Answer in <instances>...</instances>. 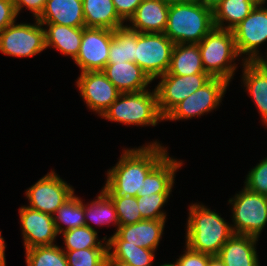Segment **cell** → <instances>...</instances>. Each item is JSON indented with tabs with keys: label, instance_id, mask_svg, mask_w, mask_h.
<instances>
[{
	"label": "cell",
	"instance_id": "obj_39",
	"mask_svg": "<svg viewBox=\"0 0 267 266\" xmlns=\"http://www.w3.org/2000/svg\"><path fill=\"white\" fill-rule=\"evenodd\" d=\"M143 0H112L118 16L127 22L135 14L137 7Z\"/></svg>",
	"mask_w": 267,
	"mask_h": 266
},
{
	"label": "cell",
	"instance_id": "obj_43",
	"mask_svg": "<svg viewBox=\"0 0 267 266\" xmlns=\"http://www.w3.org/2000/svg\"><path fill=\"white\" fill-rule=\"evenodd\" d=\"M223 0H198L199 3L212 10L219 5Z\"/></svg>",
	"mask_w": 267,
	"mask_h": 266
},
{
	"label": "cell",
	"instance_id": "obj_16",
	"mask_svg": "<svg viewBox=\"0 0 267 266\" xmlns=\"http://www.w3.org/2000/svg\"><path fill=\"white\" fill-rule=\"evenodd\" d=\"M166 220H141L119 226L117 232L107 238L108 245H134L157 250L164 233Z\"/></svg>",
	"mask_w": 267,
	"mask_h": 266
},
{
	"label": "cell",
	"instance_id": "obj_14",
	"mask_svg": "<svg viewBox=\"0 0 267 266\" xmlns=\"http://www.w3.org/2000/svg\"><path fill=\"white\" fill-rule=\"evenodd\" d=\"M80 96L88 109L101 116L121 92L102 71L80 73L76 81Z\"/></svg>",
	"mask_w": 267,
	"mask_h": 266
},
{
	"label": "cell",
	"instance_id": "obj_42",
	"mask_svg": "<svg viewBox=\"0 0 267 266\" xmlns=\"http://www.w3.org/2000/svg\"><path fill=\"white\" fill-rule=\"evenodd\" d=\"M5 250L6 243L0 231V266H6Z\"/></svg>",
	"mask_w": 267,
	"mask_h": 266
},
{
	"label": "cell",
	"instance_id": "obj_31",
	"mask_svg": "<svg viewBox=\"0 0 267 266\" xmlns=\"http://www.w3.org/2000/svg\"><path fill=\"white\" fill-rule=\"evenodd\" d=\"M155 251L134 245H108V255L131 266H152Z\"/></svg>",
	"mask_w": 267,
	"mask_h": 266
},
{
	"label": "cell",
	"instance_id": "obj_1",
	"mask_svg": "<svg viewBox=\"0 0 267 266\" xmlns=\"http://www.w3.org/2000/svg\"><path fill=\"white\" fill-rule=\"evenodd\" d=\"M146 144L138 148H123L119 161L107 170L102 190L110 198L137 197L146 176L169 154L168 147L158 141Z\"/></svg>",
	"mask_w": 267,
	"mask_h": 266
},
{
	"label": "cell",
	"instance_id": "obj_6",
	"mask_svg": "<svg viewBox=\"0 0 267 266\" xmlns=\"http://www.w3.org/2000/svg\"><path fill=\"white\" fill-rule=\"evenodd\" d=\"M232 205L231 228L236 235L259 239L267 224V196L247 190L245 187L228 200Z\"/></svg>",
	"mask_w": 267,
	"mask_h": 266
},
{
	"label": "cell",
	"instance_id": "obj_18",
	"mask_svg": "<svg viewBox=\"0 0 267 266\" xmlns=\"http://www.w3.org/2000/svg\"><path fill=\"white\" fill-rule=\"evenodd\" d=\"M102 72L121 93L147 90L152 79L134 62L108 63Z\"/></svg>",
	"mask_w": 267,
	"mask_h": 266
},
{
	"label": "cell",
	"instance_id": "obj_9",
	"mask_svg": "<svg viewBox=\"0 0 267 266\" xmlns=\"http://www.w3.org/2000/svg\"><path fill=\"white\" fill-rule=\"evenodd\" d=\"M174 43L164 33H139L135 63L154 81L167 73Z\"/></svg>",
	"mask_w": 267,
	"mask_h": 266
},
{
	"label": "cell",
	"instance_id": "obj_19",
	"mask_svg": "<svg viewBox=\"0 0 267 266\" xmlns=\"http://www.w3.org/2000/svg\"><path fill=\"white\" fill-rule=\"evenodd\" d=\"M258 238L233 234L217 255L225 266H260L256 250Z\"/></svg>",
	"mask_w": 267,
	"mask_h": 266
},
{
	"label": "cell",
	"instance_id": "obj_29",
	"mask_svg": "<svg viewBox=\"0 0 267 266\" xmlns=\"http://www.w3.org/2000/svg\"><path fill=\"white\" fill-rule=\"evenodd\" d=\"M57 233L85 226L84 202L73 194L53 216ZM64 225V226H62Z\"/></svg>",
	"mask_w": 267,
	"mask_h": 266
},
{
	"label": "cell",
	"instance_id": "obj_12",
	"mask_svg": "<svg viewBox=\"0 0 267 266\" xmlns=\"http://www.w3.org/2000/svg\"><path fill=\"white\" fill-rule=\"evenodd\" d=\"M212 77L208 73L193 75H173L168 72L157 77L160 79L155 87L158 108L165 117L178 103L204 86Z\"/></svg>",
	"mask_w": 267,
	"mask_h": 266
},
{
	"label": "cell",
	"instance_id": "obj_21",
	"mask_svg": "<svg viewBox=\"0 0 267 266\" xmlns=\"http://www.w3.org/2000/svg\"><path fill=\"white\" fill-rule=\"evenodd\" d=\"M45 30V46L53 48L64 56L76 59L84 27H71L54 23H41Z\"/></svg>",
	"mask_w": 267,
	"mask_h": 266
},
{
	"label": "cell",
	"instance_id": "obj_41",
	"mask_svg": "<svg viewBox=\"0 0 267 266\" xmlns=\"http://www.w3.org/2000/svg\"><path fill=\"white\" fill-rule=\"evenodd\" d=\"M265 56H259L257 57L253 62L265 73L267 76V53Z\"/></svg>",
	"mask_w": 267,
	"mask_h": 266
},
{
	"label": "cell",
	"instance_id": "obj_23",
	"mask_svg": "<svg viewBox=\"0 0 267 266\" xmlns=\"http://www.w3.org/2000/svg\"><path fill=\"white\" fill-rule=\"evenodd\" d=\"M242 85L252 97L260 114V119L267 127V76L254 62H241Z\"/></svg>",
	"mask_w": 267,
	"mask_h": 266
},
{
	"label": "cell",
	"instance_id": "obj_5",
	"mask_svg": "<svg viewBox=\"0 0 267 266\" xmlns=\"http://www.w3.org/2000/svg\"><path fill=\"white\" fill-rule=\"evenodd\" d=\"M198 46L205 72L230 83L237 70L235 60L240 59L232 30L214 27Z\"/></svg>",
	"mask_w": 267,
	"mask_h": 266
},
{
	"label": "cell",
	"instance_id": "obj_38",
	"mask_svg": "<svg viewBox=\"0 0 267 266\" xmlns=\"http://www.w3.org/2000/svg\"><path fill=\"white\" fill-rule=\"evenodd\" d=\"M17 12L12 0H0V33L17 21Z\"/></svg>",
	"mask_w": 267,
	"mask_h": 266
},
{
	"label": "cell",
	"instance_id": "obj_33",
	"mask_svg": "<svg viewBox=\"0 0 267 266\" xmlns=\"http://www.w3.org/2000/svg\"><path fill=\"white\" fill-rule=\"evenodd\" d=\"M171 193H153L145 196H137L138 208L143 219L166 220V212L163 206L170 199Z\"/></svg>",
	"mask_w": 267,
	"mask_h": 266
},
{
	"label": "cell",
	"instance_id": "obj_36",
	"mask_svg": "<svg viewBox=\"0 0 267 266\" xmlns=\"http://www.w3.org/2000/svg\"><path fill=\"white\" fill-rule=\"evenodd\" d=\"M244 187L251 192L267 196V157L250 169Z\"/></svg>",
	"mask_w": 267,
	"mask_h": 266
},
{
	"label": "cell",
	"instance_id": "obj_45",
	"mask_svg": "<svg viewBox=\"0 0 267 266\" xmlns=\"http://www.w3.org/2000/svg\"><path fill=\"white\" fill-rule=\"evenodd\" d=\"M207 266H225V264L221 261V259L218 256H212Z\"/></svg>",
	"mask_w": 267,
	"mask_h": 266
},
{
	"label": "cell",
	"instance_id": "obj_2",
	"mask_svg": "<svg viewBox=\"0 0 267 266\" xmlns=\"http://www.w3.org/2000/svg\"><path fill=\"white\" fill-rule=\"evenodd\" d=\"M188 211L185 245L193 251L217 256L234 234L231 224L204 204L192 203Z\"/></svg>",
	"mask_w": 267,
	"mask_h": 266
},
{
	"label": "cell",
	"instance_id": "obj_20",
	"mask_svg": "<svg viewBox=\"0 0 267 266\" xmlns=\"http://www.w3.org/2000/svg\"><path fill=\"white\" fill-rule=\"evenodd\" d=\"M37 20L40 23L85 27L82 0H47Z\"/></svg>",
	"mask_w": 267,
	"mask_h": 266
},
{
	"label": "cell",
	"instance_id": "obj_32",
	"mask_svg": "<svg viewBox=\"0 0 267 266\" xmlns=\"http://www.w3.org/2000/svg\"><path fill=\"white\" fill-rule=\"evenodd\" d=\"M27 266H68L65 252L59 245L25 249Z\"/></svg>",
	"mask_w": 267,
	"mask_h": 266
},
{
	"label": "cell",
	"instance_id": "obj_27",
	"mask_svg": "<svg viewBox=\"0 0 267 266\" xmlns=\"http://www.w3.org/2000/svg\"><path fill=\"white\" fill-rule=\"evenodd\" d=\"M84 217L85 225L93 230L96 229L94 225H90V221L99 227L104 225L109 227V224H113L116 226V232L120 226L115 205L103 190L100 191L97 199L92 200L90 204L84 203Z\"/></svg>",
	"mask_w": 267,
	"mask_h": 266
},
{
	"label": "cell",
	"instance_id": "obj_28",
	"mask_svg": "<svg viewBox=\"0 0 267 266\" xmlns=\"http://www.w3.org/2000/svg\"><path fill=\"white\" fill-rule=\"evenodd\" d=\"M138 31L131 30L126 24L113 31L109 48L108 63L134 62Z\"/></svg>",
	"mask_w": 267,
	"mask_h": 266
},
{
	"label": "cell",
	"instance_id": "obj_46",
	"mask_svg": "<svg viewBox=\"0 0 267 266\" xmlns=\"http://www.w3.org/2000/svg\"><path fill=\"white\" fill-rule=\"evenodd\" d=\"M169 4H180V3H193L198 0H166Z\"/></svg>",
	"mask_w": 267,
	"mask_h": 266
},
{
	"label": "cell",
	"instance_id": "obj_3",
	"mask_svg": "<svg viewBox=\"0 0 267 266\" xmlns=\"http://www.w3.org/2000/svg\"><path fill=\"white\" fill-rule=\"evenodd\" d=\"M214 27L213 10L201 3L170 4L164 34L174 44H198Z\"/></svg>",
	"mask_w": 267,
	"mask_h": 266
},
{
	"label": "cell",
	"instance_id": "obj_26",
	"mask_svg": "<svg viewBox=\"0 0 267 266\" xmlns=\"http://www.w3.org/2000/svg\"><path fill=\"white\" fill-rule=\"evenodd\" d=\"M254 8L255 6L248 0H223L213 10L214 26L219 29L232 30Z\"/></svg>",
	"mask_w": 267,
	"mask_h": 266
},
{
	"label": "cell",
	"instance_id": "obj_44",
	"mask_svg": "<svg viewBox=\"0 0 267 266\" xmlns=\"http://www.w3.org/2000/svg\"><path fill=\"white\" fill-rule=\"evenodd\" d=\"M105 266H131V265L120 262L118 260H114L109 255H107Z\"/></svg>",
	"mask_w": 267,
	"mask_h": 266
},
{
	"label": "cell",
	"instance_id": "obj_13",
	"mask_svg": "<svg viewBox=\"0 0 267 266\" xmlns=\"http://www.w3.org/2000/svg\"><path fill=\"white\" fill-rule=\"evenodd\" d=\"M112 36L113 30L110 29L84 27L79 52L74 60L81 73L105 68Z\"/></svg>",
	"mask_w": 267,
	"mask_h": 266
},
{
	"label": "cell",
	"instance_id": "obj_15",
	"mask_svg": "<svg viewBox=\"0 0 267 266\" xmlns=\"http://www.w3.org/2000/svg\"><path fill=\"white\" fill-rule=\"evenodd\" d=\"M19 219L24 249L55 245L59 234L53 216L24 205L19 208Z\"/></svg>",
	"mask_w": 267,
	"mask_h": 266
},
{
	"label": "cell",
	"instance_id": "obj_35",
	"mask_svg": "<svg viewBox=\"0 0 267 266\" xmlns=\"http://www.w3.org/2000/svg\"><path fill=\"white\" fill-rule=\"evenodd\" d=\"M111 200L115 205L120 226L144 220L138 208L137 197L126 196L123 198H111Z\"/></svg>",
	"mask_w": 267,
	"mask_h": 266
},
{
	"label": "cell",
	"instance_id": "obj_8",
	"mask_svg": "<svg viewBox=\"0 0 267 266\" xmlns=\"http://www.w3.org/2000/svg\"><path fill=\"white\" fill-rule=\"evenodd\" d=\"M229 82L212 77L204 86L178 103L165 117V121L189 120L212 112L220 106Z\"/></svg>",
	"mask_w": 267,
	"mask_h": 266
},
{
	"label": "cell",
	"instance_id": "obj_48",
	"mask_svg": "<svg viewBox=\"0 0 267 266\" xmlns=\"http://www.w3.org/2000/svg\"><path fill=\"white\" fill-rule=\"evenodd\" d=\"M159 266H176L175 265V263L173 262V263H164V264H161V265H159Z\"/></svg>",
	"mask_w": 267,
	"mask_h": 266
},
{
	"label": "cell",
	"instance_id": "obj_40",
	"mask_svg": "<svg viewBox=\"0 0 267 266\" xmlns=\"http://www.w3.org/2000/svg\"><path fill=\"white\" fill-rule=\"evenodd\" d=\"M17 12V15L19 16V13L22 9H24V7L29 10L35 19H37L46 4L47 0H12Z\"/></svg>",
	"mask_w": 267,
	"mask_h": 266
},
{
	"label": "cell",
	"instance_id": "obj_11",
	"mask_svg": "<svg viewBox=\"0 0 267 266\" xmlns=\"http://www.w3.org/2000/svg\"><path fill=\"white\" fill-rule=\"evenodd\" d=\"M74 193L72 185L51 170L25 191L29 201L26 206L54 216L58 208Z\"/></svg>",
	"mask_w": 267,
	"mask_h": 266
},
{
	"label": "cell",
	"instance_id": "obj_25",
	"mask_svg": "<svg viewBox=\"0 0 267 266\" xmlns=\"http://www.w3.org/2000/svg\"><path fill=\"white\" fill-rule=\"evenodd\" d=\"M167 72L180 76L206 73L198 44H175Z\"/></svg>",
	"mask_w": 267,
	"mask_h": 266
},
{
	"label": "cell",
	"instance_id": "obj_24",
	"mask_svg": "<svg viewBox=\"0 0 267 266\" xmlns=\"http://www.w3.org/2000/svg\"><path fill=\"white\" fill-rule=\"evenodd\" d=\"M85 27L106 28L110 30L124 26L112 0H82Z\"/></svg>",
	"mask_w": 267,
	"mask_h": 266
},
{
	"label": "cell",
	"instance_id": "obj_4",
	"mask_svg": "<svg viewBox=\"0 0 267 266\" xmlns=\"http://www.w3.org/2000/svg\"><path fill=\"white\" fill-rule=\"evenodd\" d=\"M108 121L133 126H156L164 121L154 90L121 93L100 116Z\"/></svg>",
	"mask_w": 267,
	"mask_h": 266
},
{
	"label": "cell",
	"instance_id": "obj_37",
	"mask_svg": "<svg viewBox=\"0 0 267 266\" xmlns=\"http://www.w3.org/2000/svg\"><path fill=\"white\" fill-rule=\"evenodd\" d=\"M183 252L184 254L174 262L176 266H207L209 259L212 257L209 254L193 251L187 245H185Z\"/></svg>",
	"mask_w": 267,
	"mask_h": 266
},
{
	"label": "cell",
	"instance_id": "obj_30",
	"mask_svg": "<svg viewBox=\"0 0 267 266\" xmlns=\"http://www.w3.org/2000/svg\"><path fill=\"white\" fill-rule=\"evenodd\" d=\"M98 230H93L89 227L81 226L75 229L66 230L62 234L64 251H73L88 248H108L107 238L103 237L101 241L98 239Z\"/></svg>",
	"mask_w": 267,
	"mask_h": 266
},
{
	"label": "cell",
	"instance_id": "obj_22",
	"mask_svg": "<svg viewBox=\"0 0 267 266\" xmlns=\"http://www.w3.org/2000/svg\"><path fill=\"white\" fill-rule=\"evenodd\" d=\"M183 165L182 160L175 159L169 154L146 176L142 191L137 196L153 193H171L178 169Z\"/></svg>",
	"mask_w": 267,
	"mask_h": 266
},
{
	"label": "cell",
	"instance_id": "obj_47",
	"mask_svg": "<svg viewBox=\"0 0 267 266\" xmlns=\"http://www.w3.org/2000/svg\"><path fill=\"white\" fill-rule=\"evenodd\" d=\"M251 2L254 6H265V3L267 4V0H248Z\"/></svg>",
	"mask_w": 267,
	"mask_h": 266
},
{
	"label": "cell",
	"instance_id": "obj_17",
	"mask_svg": "<svg viewBox=\"0 0 267 266\" xmlns=\"http://www.w3.org/2000/svg\"><path fill=\"white\" fill-rule=\"evenodd\" d=\"M169 6L166 0H143L126 25L139 33H164Z\"/></svg>",
	"mask_w": 267,
	"mask_h": 266
},
{
	"label": "cell",
	"instance_id": "obj_10",
	"mask_svg": "<svg viewBox=\"0 0 267 266\" xmlns=\"http://www.w3.org/2000/svg\"><path fill=\"white\" fill-rule=\"evenodd\" d=\"M232 32L242 62H253L263 55L259 46L267 42V7L255 6L251 13L232 29Z\"/></svg>",
	"mask_w": 267,
	"mask_h": 266
},
{
	"label": "cell",
	"instance_id": "obj_7",
	"mask_svg": "<svg viewBox=\"0 0 267 266\" xmlns=\"http://www.w3.org/2000/svg\"><path fill=\"white\" fill-rule=\"evenodd\" d=\"M34 22H14L8 25L0 33V52L7 56L25 58L46 50L44 27L37 19Z\"/></svg>",
	"mask_w": 267,
	"mask_h": 266
},
{
	"label": "cell",
	"instance_id": "obj_34",
	"mask_svg": "<svg viewBox=\"0 0 267 266\" xmlns=\"http://www.w3.org/2000/svg\"><path fill=\"white\" fill-rule=\"evenodd\" d=\"M68 266H105L108 248L64 251Z\"/></svg>",
	"mask_w": 267,
	"mask_h": 266
}]
</instances>
